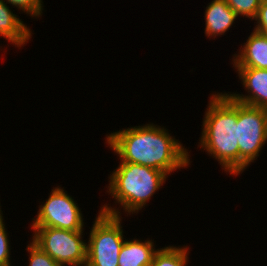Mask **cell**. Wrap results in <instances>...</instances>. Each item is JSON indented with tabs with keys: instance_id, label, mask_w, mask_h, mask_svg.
Returning <instances> with one entry per match:
<instances>
[{
	"instance_id": "7a4b0ae2",
	"label": "cell",
	"mask_w": 267,
	"mask_h": 266,
	"mask_svg": "<svg viewBox=\"0 0 267 266\" xmlns=\"http://www.w3.org/2000/svg\"><path fill=\"white\" fill-rule=\"evenodd\" d=\"M203 118L199 147L217 159L230 175H239L237 101L228 93L211 94Z\"/></svg>"
},
{
	"instance_id": "3957f363",
	"label": "cell",
	"mask_w": 267,
	"mask_h": 266,
	"mask_svg": "<svg viewBox=\"0 0 267 266\" xmlns=\"http://www.w3.org/2000/svg\"><path fill=\"white\" fill-rule=\"evenodd\" d=\"M167 177L158 169L120 162L108 177L110 180L107 192L116 200L115 204L118 203L128 216L144 208L155 192L165 184Z\"/></svg>"
},
{
	"instance_id": "9a60e30c",
	"label": "cell",
	"mask_w": 267,
	"mask_h": 266,
	"mask_svg": "<svg viewBox=\"0 0 267 266\" xmlns=\"http://www.w3.org/2000/svg\"><path fill=\"white\" fill-rule=\"evenodd\" d=\"M25 250L30 253L28 266H61L33 241L27 245Z\"/></svg>"
},
{
	"instance_id": "9c48e42d",
	"label": "cell",
	"mask_w": 267,
	"mask_h": 266,
	"mask_svg": "<svg viewBox=\"0 0 267 266\" xmlns=\"http://www.w3.org/2000/svg\"><path fill=\"white\" fill-rule=\"evenodd\" d=\"M242 46L238 54L233 55L234 68L267 70V36L253 30Z\"/></svg>"
},
{
	"instance_id": "2e32d148",
	"label": "cell",
	"mask_w": 267,
	"mask_h": 266,
	"mask_svg": "<svg viewBox=\"0 0 267 266\" xmlns=\"http://www.w3.org/2000/svg\"><path fill=\"white\" fill-rule=\"evenodd\" d=\"M7 4L22 10L24 13L31 15L33 17L42 16L43 11V1L42 0H3Z\"/></svg>"
},
{
	"instance_id": "5bb4252c",
	"label": "cell",
	"mask_w": 267,
	"mask_h": 266,
	"mask_svg": "<svg viewBox=\"0 0 267 266\" xmlns=\"http://www.w3.org/2000/svg\"><path fill=\"white\" fill-rule=\"evenodd\" d=\"M226 2L238 17L244 16L252 21L261 4V0H226Z\"/></svg>"
},
{
	"instance_id": "6da1fadb",
	"label": "cell",
	"mask_w": 267,
	"mask_h": 266,
	"mask_svg": "<svg viewBox=\"0 0 267 266\" xmlns=\"http://www.w3.org/2000/svg\"><path fill=\"white\" fill-rule=\"evenodd\" d=\"M105 140L120 162L158 169L167 176L191 163L188 150L181 142L153 123L123 128L106 135Z\"/></svg>"
},
{
	"instance_id": "30bf717a",
	"label": "cell",
	"mask_w": 267,
	"mask_h": 266,
	"mask_svg": "<svg viewBox=\"0 0 267 266\" xmlns=\"http://www.w3.org/2000/svg\"><path fill=\"white\" fill-rule=\"evenodd\" d=\"M205 35L216 38L224 35L238 18L226 0H213L207 5L205 13Z\"/></svg>"
},
{
	"instance_id": "ac0fdd59",
	"label": "cell",
	"mask_w": 267,
	"mask_h": 266,
	"mask_svg": "<svg viewBox=\"0 0 267 266\" xmlns=\"http://www.w3.org/2000/svg\"><path fill=\"white\" fill-rule=\"evenodd\" d=\"M253 20L257 21L253 30L267 36V1H261L257 15Z\"/></svg>"
},
{
	"instance_id": "5b68a950",
	"label": "cell",
	"mask_w": 267,
	"mask_h": 266,
	"mask_svg": "<svg viewBox=\"0 0 267 266\" xmlns=\"http://www.w3.org/2000/svg\"><path fill=\"white\" fill-rule=\"evenodd\" d=\"M32 241L61 266H85L87 242L84 230L71 231L55 227H31ZM85 241V242H84Z\"/></svg>"
},
{
	"instance_id": "8992f818",
	"label": "cell",
	"mask_w": 267,
	"mask_h": 266,
	"mask_svg": "<svg viewBox=\"0 0 267 266\" xmlns=\"http://www.w3.org/2000/svg\"><path fill=\"white\" fill-rule=\"evenodd\" d=\"M239 174L257 160L267 142V109L237 102Z\"/></svg>"
},
{
	"instance_id": "e0dca14e",
	"label": "cell",
	"mask_w": 267,
	"mask_h": 266,
	"mask_svg": "<svg viewBox=\"0 0 267 266\" xmlns=\"http://www.w3.org/2000/svg\"><path fill=\"white\" fill-rule=\"evenodd\" d=\"M3 214L0 212V266L11 264L10 262V243L8 239L7 229L3 221Z\"/></svg>"
},
{
	"instance_id": "277c9868",
	"label": "cell",
	"mask_w": 267,
	"mask_h": 266,
	"mask_svg": "<svg viewBox=\"0 0 267 266\" xmlns=\"http://www.w3.org/2000/svg\"><path fill=\"white\" fill-rule=\"evenodd\" d=\"M104 204L95 218L87 242L85 266H118L123 237L119 209Z\"/></svg>"
},
{
	"instance_id": "8fae6325",
	"label": "cell",
	"mask_w": 267,
	"mask_h": 266,
	"mask_svg": "<svg viewBox=\"0 0 267 266\" xmlns=\"http://www.w3.org/2000/svg\"><path fill=\"white\" fill-rule=\"evenodd\" d=\"M32 31L23 23L18 15L13 14L7 3L0 0V36L12 43L15 47L27 44Z\"/></svg>"
},
{
	"instance_id": "4fadbf2b",
	"label": "cell",
	"mask_w": 267,
	"mask_h": 266,
	"mask_svg": "<svg viewBox=\"0 0 267 266\" xmlns=\"http://www.w3.org/2000/svg\"><path fill=\"white\" fill-rule=\"evenodd\" d=\"M188 250L187 246L162 247L155 252L151 266H186L189 262Z\"/></svg>"
},
{
	"instance_id": "7c38bea8",
	"label": "cell",
	"mask_w": 267,
	"mask_h": 266,
	"mask_svg": "<svg viewBox=\"0 0 267 266\" xmlns=\"http://www.w3.org/2000/svg\"><path fill=\"white\" fill-rule=\"evenodd\" d=\"M154 242L151 240H126L121 248L118 266H151L155 252Z\"/></svg>"
},
{
	"instance_id": "52a82bcc",
	"label": "cell",
	"mask_w": 267,
	"mask_h": 266,
	"mask_svg": "<svg viewBox=\"0 0 267 266\" xmlns=\"http://www.w3.org/2000/svg\"><path fill=\"white\" fill-rule=\"evenodd\" d=\"M48 199L39 206L31 227H55L64 230H84L81 209L64 187L53 188Z\"/></svg>"
},
{
	"instance_id": "ba28073f",
	"label": "cell",
	"mask_w": 267,
	"mask_h": 266,
	"mask_svg": "<svg viewBox=\"0 0 267 266\" xmlns=\"http://www.w3.org/2000/svg\"><path fill=\"white\" fill-rule=\"evenodd\" d=\"M248 95L229 92L237 102L267 109V70L257 68H235Z\"/></svg>"
}]
</instances>
